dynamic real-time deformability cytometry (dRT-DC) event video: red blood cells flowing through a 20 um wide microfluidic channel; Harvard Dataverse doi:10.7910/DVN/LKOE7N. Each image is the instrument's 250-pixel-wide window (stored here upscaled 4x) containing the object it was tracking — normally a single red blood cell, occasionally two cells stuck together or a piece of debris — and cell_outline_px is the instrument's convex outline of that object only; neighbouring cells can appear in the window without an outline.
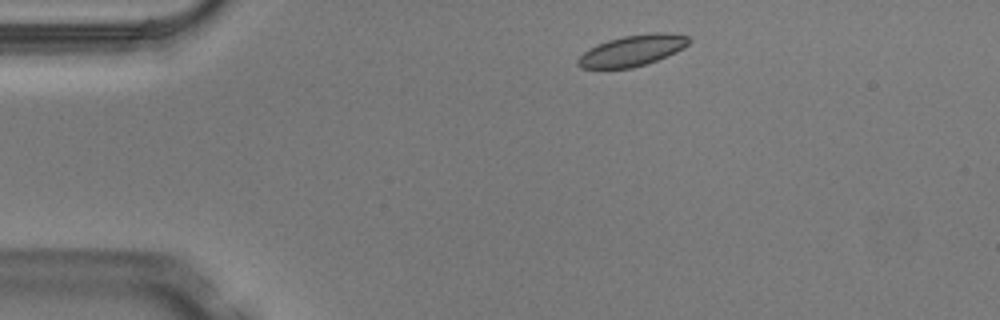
{"species": "Egyptian fruit bat (a non-hibernating species)", "species_latin": "Rousettus aegyptiacus", "temperature_condition": "warm", "stored_images_in_passage": 3, "camera_frame_rate_fps": 3000, "um_per_image_px": 0.085, "animal": {"sex": "male"}, "frame": {"image": 1, "passage_image": 1, "time_ms": 0.0, "image_size_px": [1000, 320], "cell_outline_px": [[692, 40], [684, 48], [668, 56], [632, 68], [580, 68], [576, 64], [576, 60], [588, 48], [596, 44], [608, 40], [624, 36], [652, 32], [668, 32], [688, 36]], "centroid_in_image_um": [53.75, 4.28], "position_along_channel_um": 31.2, "area_um2": 20.17}}
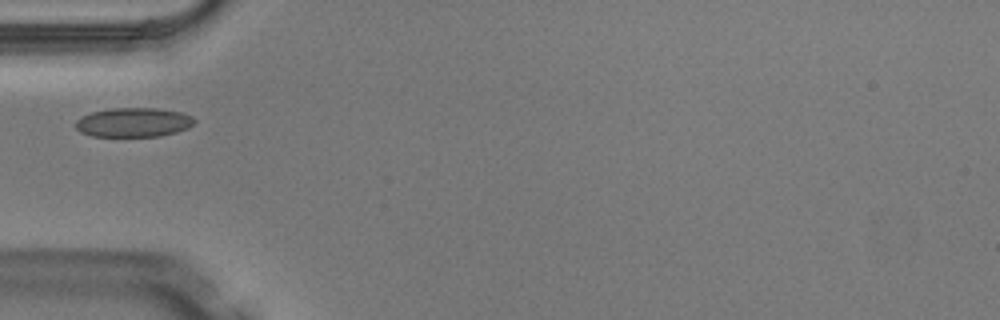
{"frame": {"image": 2, "passage_image": 3, "time_ms": 0.667, "image_size_px": [1000, 320], "cell_outline_px": [[196, 120], [188, 128], [176, 132], [160, 136], [92, 136], [80, 132], [76, 128], [76, 120], [80, 116], [92, 112], [112, 108], [160, 108], [180, 112], [192, 116]], "centroid_in_image_um": [11.34, 10.39], "position_along_channel_um": 73.7, "area_um2": 20.29}}